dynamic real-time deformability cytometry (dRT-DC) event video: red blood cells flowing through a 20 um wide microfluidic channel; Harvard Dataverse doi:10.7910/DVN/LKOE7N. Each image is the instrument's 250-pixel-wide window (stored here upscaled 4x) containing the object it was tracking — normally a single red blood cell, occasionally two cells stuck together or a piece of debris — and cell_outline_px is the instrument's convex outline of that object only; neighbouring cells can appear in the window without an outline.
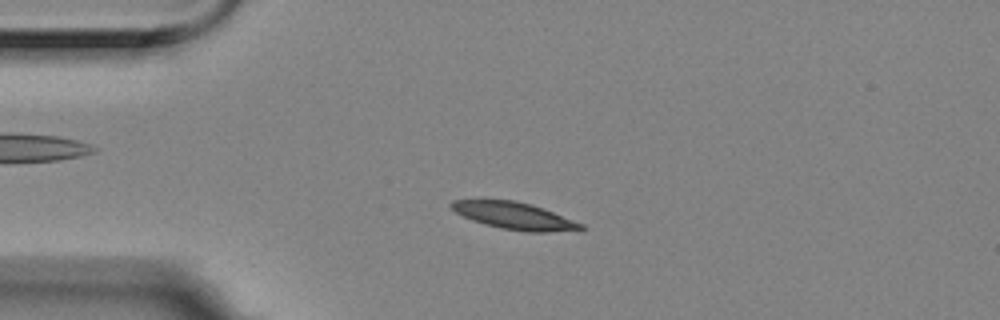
{"species": "Egyptian fruit bat (a non-hibernating species)", "species_latin": "Rousettus aegyptiacus", "temperature_condition": "room temperature", "stored_images_in_passage": 3, "camera_frame_rate_fps": 3000, "um_per_image_px": 0.085, "animal": {"sex": "female"}, "frame": {"image": 1, "passage_image": 3, "time_ms": 0.667, "image_size_px": [1000, 320], "cell_outline_px": [[584, 232], [528, 232], [500, 228], [484, 224], [472, 220], [456, 212], [448, 204], [452, 200], [516, 200], [552, 212], [584, 224]], "centroid_in_image_um": [43.79, 18.37], "position_along_channel_um": 41.2, "area_um2": 20.46}}